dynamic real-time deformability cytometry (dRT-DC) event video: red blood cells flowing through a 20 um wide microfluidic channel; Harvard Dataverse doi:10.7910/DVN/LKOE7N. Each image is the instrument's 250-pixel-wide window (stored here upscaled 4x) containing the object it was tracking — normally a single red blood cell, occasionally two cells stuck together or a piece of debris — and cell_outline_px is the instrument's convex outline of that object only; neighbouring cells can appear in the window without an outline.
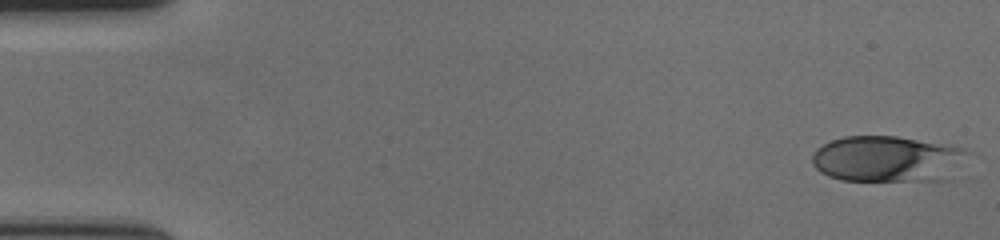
{"species": "human", "species_latin": "Homo sapiens", "temperature_condition": "cold", "stored_images_in_passage": 58, "camera_frame_rate_fps": 3000, "um_per_image_px": 0.085, "donor": {"sex": "female"}, "frame": {"image": 1, "passage_image": 1, "time_ms": 0.0, "image_size_px": [1000, 240], "cell_outline_px": [[972, 152], [948, 180], [840, 180], [828, 176], [820, 172], [812, 164], [812, 152], [816, 148], [832, 140], [844, 136], [896, 136], [964, 148]], "centroid_in_image_um": [75.44, 13.51], "position_along_channel_um": 9.6, "area_um2": 41.96}}
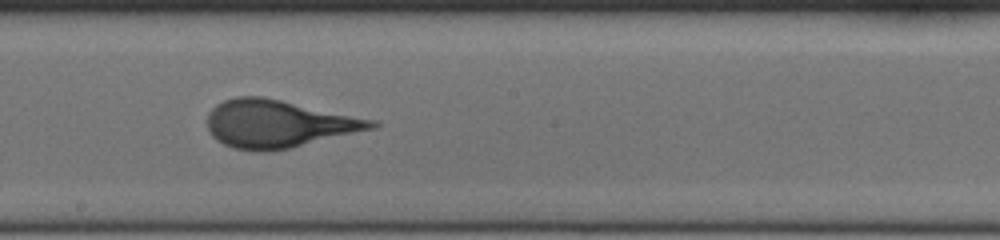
{"frame": {"image": 2, "passage_image": 32, "time_ms": 10.333, "image_size_px": [1000, 240], "cell_outline_px": [[380, 124], [376, 128], [292, 148], [264, 152], [232, 148], [216, 140], [212, 136], [208, 128], [208, 112], [216, 104], [224, 100], [236, 96], [260, 96], [280, 100], [376, 120]], "centroid_in_image_um": [23.65, 10.53], "position_along_channel_um": 224.5, "area_um2": 45.6}}
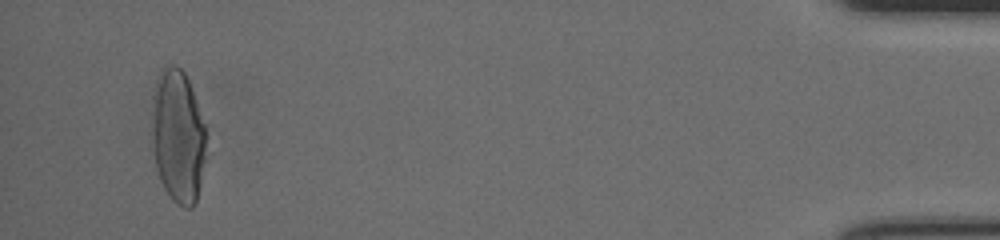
{"frame": {"image": 3, "passage_image": 55, "time_ms": 18.0, "image_size_px": [1000, 240], "cell_outline_px": [[208, 136], [200, 184], [196, 200], [192, 208], [184, 208], [176, 204], [172, 200], [164, 188], [160, 180], [156, 168], [152, 128], [156, 84], [160, 76], [172, 64], [180, 68], [184, 72], [188, 80], [204, 124]], "centroid_in_image_um": [15.16, 11.69], "position_along_channel_um": 420.0, "area_um2": 41.27}, "authors_computed_cell_mechanics": {"area_um2": 43.3211, "velocity_mm_per_s": 3.5451, "shape_relaxation_time_tau1_ms": 4.4177, "shape_relaxation_time_tau2_ms": null, "deformation_change_tau1": 0.1926, "deformation_change_tau2": null}}